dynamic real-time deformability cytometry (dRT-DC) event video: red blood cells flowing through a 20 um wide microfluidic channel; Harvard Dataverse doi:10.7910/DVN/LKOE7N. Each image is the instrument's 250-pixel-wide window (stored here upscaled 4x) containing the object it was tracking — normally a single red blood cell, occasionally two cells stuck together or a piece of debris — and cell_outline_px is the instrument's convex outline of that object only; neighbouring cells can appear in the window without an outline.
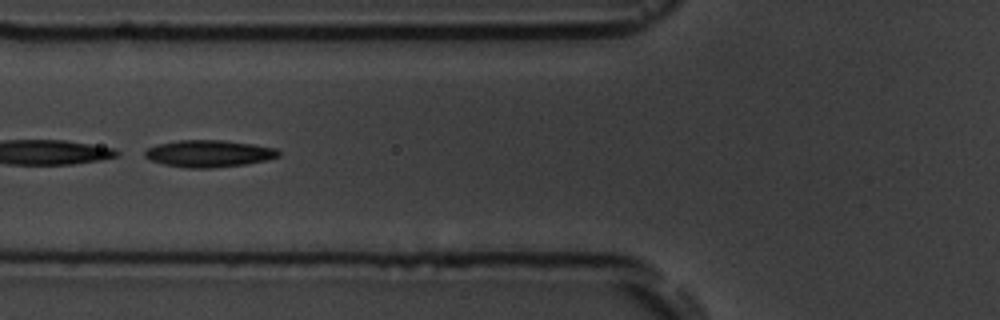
{"species": "common noctule bat (a hibernating species)", "species_latin": "Nyctalus noctula", "temperature_condition": "room temperature", "stored_images_in_passage": 12, "camera_frame_rate_fps": 3000, "um_per_image_px": 0.085, "animal": {"sex": "male", "body_mass_g": 19.5, "forearm_length_mm": 54.6}, "frame": {"image": 1, "passage_image": 3, "time_ms": 2.333, "image_size_px": [1000, 320], "cell_outline_px": [[280, 156], [268, 160], [244, 164], [212, 168], [188, 168], [164, 164], [152, 160], [144, 156], [144, 152], [148, 148], [160, 144], [180, 140], [224, 140], [252, 144], [276, 148], [280, 152]], "centroid_in_image_um": [17.79, 13.05], "position_along_channel_um": 108.0, "area_um2": 20.87}, "authors_computed_cell_mechanics": {"area_um2": 21.4438, "velocity_mm_per_s": 3.6048, "shape_relaxation_time_tau1_ms": 3.5021, "shape_relaxation_time_tau2_ms": 5.3333, "deformation_change_tau1": 0.113, "deformation_change_tau2": 0.1152}}